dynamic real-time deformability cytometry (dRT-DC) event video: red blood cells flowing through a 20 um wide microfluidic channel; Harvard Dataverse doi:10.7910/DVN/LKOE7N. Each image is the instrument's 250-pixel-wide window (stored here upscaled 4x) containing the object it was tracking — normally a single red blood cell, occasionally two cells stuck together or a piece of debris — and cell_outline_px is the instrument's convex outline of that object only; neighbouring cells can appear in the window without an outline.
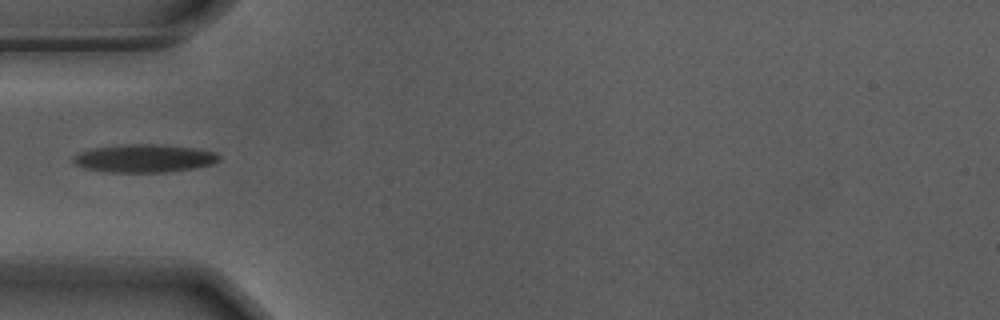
{"species": "Egyptian fruit bat (a non-hibernating species)", "species_latin": "Rousettus aegyptiacus", "temperature_condition": "warm", "stored_images_in_passage": 39, "camera_frame_rate_fps": 3000, "um_per_image_px": 0.085, "animal": {"sex": "male"}, "frame": {"image": 1, "passage_image": 1, "time_ms": 0.0, "image_size_px": [1000, 320], "cell_outline_px": [[220, 160], [212, 164], [192, 168], [164, 172], [108, 172], [84, 168], [76, 164], [72, 160], [72, 156], [80, 152], [92, 148], [128, 144], [152, 144], [192, 148], [212, 152], [220, 156]], "centroid_in_image_um": [12.2, 13.46], "position_along_channel_um": 72.8, "area_um2": 23.47}}
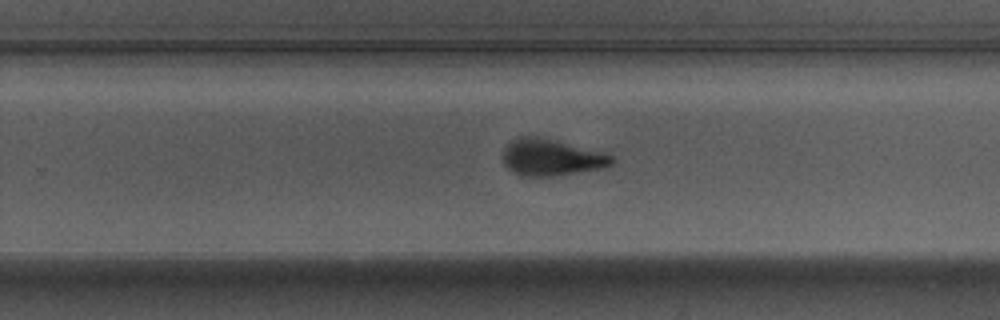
{"frame": {"image": 2, "passage_image": 18, "time_ms": 5.667, "image_size_px": [1000, 320], "cell_outline_px": [[616, 160], [612, 164], [604, 168], [552, 176], [520, 176], [512, 172], [504, 164], [504, 148], [512, 140], [520, 136], [536, 136], [600, 152], [612, 156]], "centroid_in_image_um": [46.83, 13.4], "position_along_channel_um": 283.0, "area_um2": 22.83}}
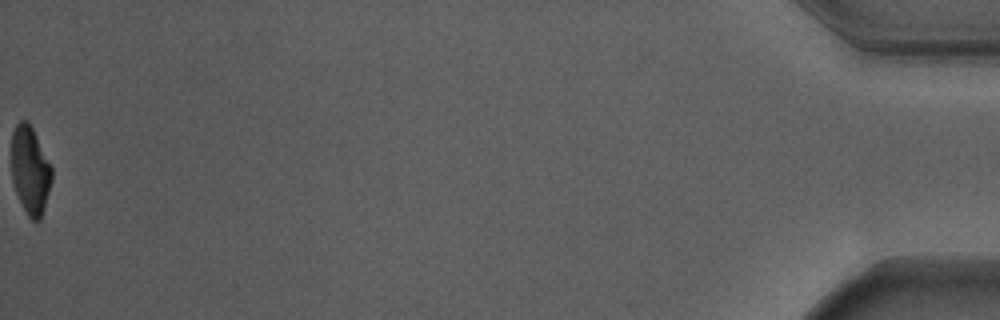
{"frame": {"image": 3, "passage_image": 39, "time_ms": 12.667, "image_size_px": [1000, 320], "cell_outline_px": [[52, 180], [44, 208], [40, 220], [32, 220], [28, 216], [16, 192], [12, 180], [12, 132], [16, 124], [20, 120], [28, 120], [52, 168]], "centroid_in_image_um": [2.56, 14.46], "position_along_channel_um": 432.6, "area_um2": 20.35}}